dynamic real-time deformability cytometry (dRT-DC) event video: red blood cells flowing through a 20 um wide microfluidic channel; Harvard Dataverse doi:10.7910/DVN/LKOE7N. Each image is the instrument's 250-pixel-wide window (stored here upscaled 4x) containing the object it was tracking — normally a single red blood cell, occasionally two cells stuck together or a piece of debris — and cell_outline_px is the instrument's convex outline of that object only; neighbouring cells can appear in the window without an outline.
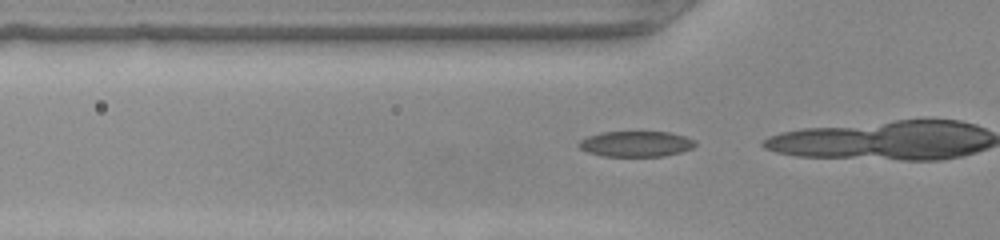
{"species": "common noctule bat (a hibernating species)", "species_latin": "Nyctalus noctula", "temperature_condition": "warm", "stored_images_in_passage": 15, "camera_frame_rate_fps": 3000, "um_per_image_px": 0.085, "animal": {"sex": "female", "body_mass_g": 22.0, "forearm_length_mm": 56.7}, "frame": {"image": 1, "passage_image": 13, "time_ms": 4.0, "image_size_px": [1000, 240], "cell_outline_px": [[696, 144], [692, 148], [680, 152], [664, 156], [604, 156], [588, 152], [580, 148], [576, 144], [580, 140], [588, 136], [600, 132], [668, 132], [684, 136], [696, 140]], "centroid_in_image_um": [54.05, 12.23], "position_along_channel_um": 71.8, "area_um2": 17.34}}